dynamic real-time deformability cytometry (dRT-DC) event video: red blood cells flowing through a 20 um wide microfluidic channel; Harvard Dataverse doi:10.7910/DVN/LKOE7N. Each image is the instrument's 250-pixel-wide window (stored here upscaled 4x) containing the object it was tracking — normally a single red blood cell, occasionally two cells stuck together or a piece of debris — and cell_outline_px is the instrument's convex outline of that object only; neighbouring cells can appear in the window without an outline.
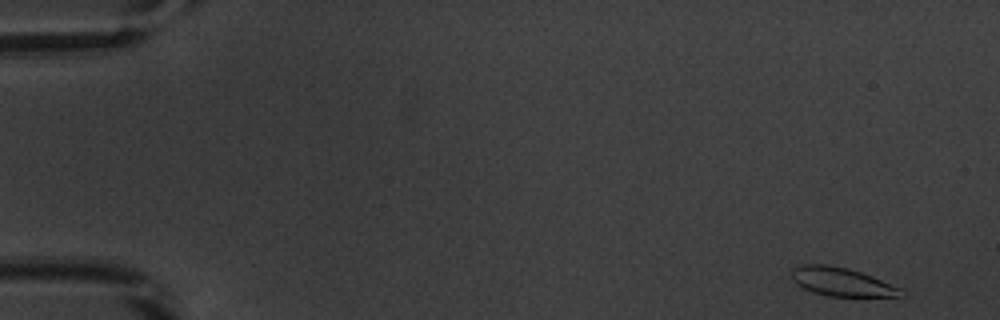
{"species": "common noctule bat (a hibernating species)", "species_latin": "Nyctalus noctula", "temperature_condition": "warm", "stored_images_in_passage": 51, "camera_frame_rate_fps": 3000, "um_per_image_px": 0.085, "animal": {"sex": "male", "body_mass_g": 20.1, "forearm_length_mm": 53.5}, "frame": {"image": 1, "passage_image": 1, "time_ms": 0.0, "image_size_px": [1000, 320], "cell_outline_px": [[908, 296], [828, 296], [812, 292], [796, 284], [792, 280], [792, 268], [804, 264], [824, 264], [848, 268], [872, 276], [900, 288], [908, 292]], "centroid_in_image_um": [71.56, 23.96], "position_along_channel_um": 13.4, "area_um2": 18.21}}
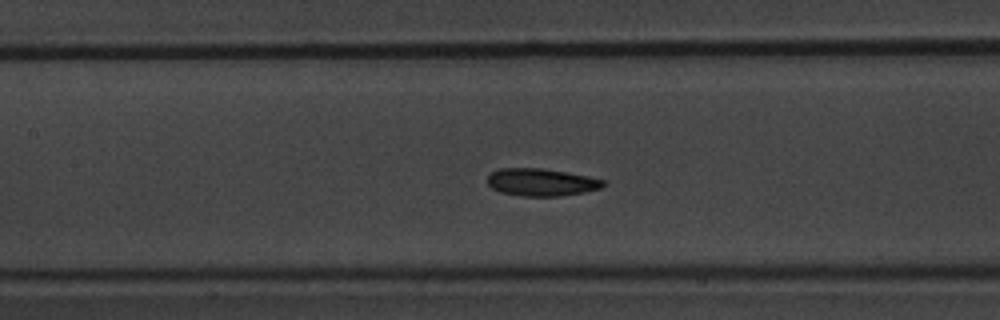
{"frame": {"image": 2, "passage_image": 23, "time_ms": 7.333, "image_size_px": [1000, 320], "cell_outline_px": [[608, 184], [600, 188], [584, 192], [560, 196], [520, 196], [500, 192], [492, 188], [488, 184], [488, 176], [492, 172], [500, 168], [540, 168], [568, 172], [588, 176], [604, 180]], "centroid_in_image_um": [46.03, 15.49], "position_along_channel_um": 161.4, "area_um2": 18.61}}
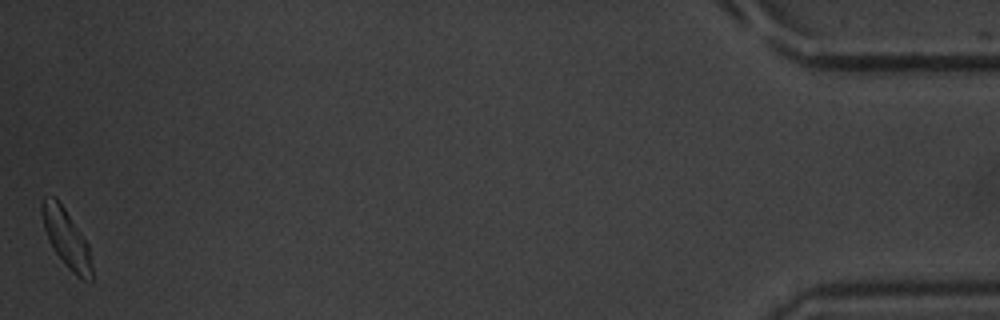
{"frame": {"image": 3, "passage_image": 51, "time_ms": 16.667, "image_size_px": [1000, 320], "cell_outline_px": [[92, 280], [84, 280], [76, 276], [64, 264], [52, 248], [48, 240], [44, 228], [40, 208], [40, 200], [44, 196], [56, 196], [88, 244], [92, 268]], "centroid_in_image_um": [5.6, 20.23], "position_along_channel_um": 429.6, "area_um2": 16.99}, "authors_computed_cell_mechanics": {"area_um2": 18.4382, "velocity_mm_per_s": 3.8239, "shape_relaxation_time_tau1_ms": 1.9166, "shape_relaxation_time_tau2_ms": 5.3141, "deformation_change_tau1": 0.0998, "deformation_change_tau2": 0.1082}}